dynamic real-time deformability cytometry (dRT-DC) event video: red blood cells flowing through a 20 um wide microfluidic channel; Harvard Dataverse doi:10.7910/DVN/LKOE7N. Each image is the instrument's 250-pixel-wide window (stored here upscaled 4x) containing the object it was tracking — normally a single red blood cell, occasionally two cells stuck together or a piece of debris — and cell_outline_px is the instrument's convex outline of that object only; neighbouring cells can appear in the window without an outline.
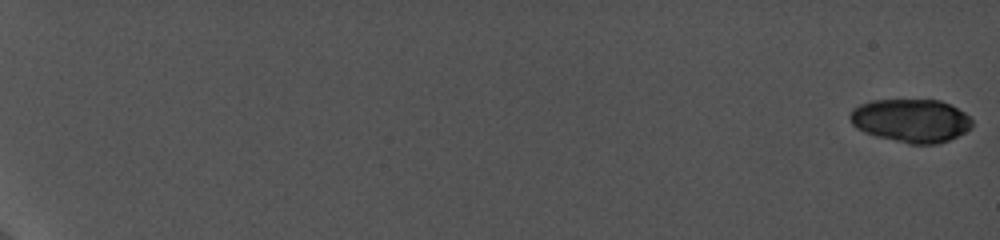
{"species": "common noctule bat (a hibernating species)", "species_latin": "Nyctalus noctula", "temperature_condition": "cold", "stored_images_in_passage": 8, "camera_frame_rate_fps": 5000, "um_per_image_px": 0.085, "animal": {"sex": "female", "body_mass_g": 19.0, "forearm_length_mm": 56.7}, "frame": {"image": 1, "passage_image": 1, "time_ms": 0.0, "image_size_px": [1000, 240], "cell_outline_px": [[972, 128], [948, 140], [936, 144], [908, 144], [876, 136], [864, 132], [856, 128], [852, 124], [848, 116], [852, 108], [860, 104], [872, 100], [940, 100], [964, 112], [972, 120]], "centroid_in_image_um": [77.4, 10.25], "position_along_channel_um": 7.6, "area_um2": 30.87}}
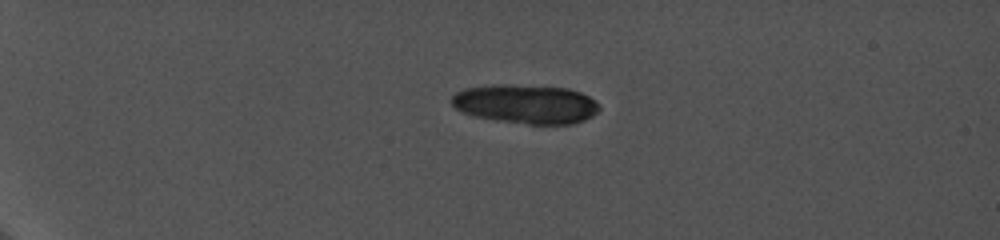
{"frame": {"image": 2, "passage_image": 7, "time_ms": 5.6, "image_size_px": [1000, 240], "cell_outline_px": [[600, 108], [592, 116], [584, 120], [572, 124], [528, 124], [472, 116], [456, 108], [452, 104], [452, 96], [456, 92], [464, 88], [492, 84], [512, 84], [568, 88], [580, 92], [596, 100], [600, 104]], "centroid_in_image_um": [44.71, 8.83], "position_along_channel_um": 40.3, "area_um2": 33.76}}